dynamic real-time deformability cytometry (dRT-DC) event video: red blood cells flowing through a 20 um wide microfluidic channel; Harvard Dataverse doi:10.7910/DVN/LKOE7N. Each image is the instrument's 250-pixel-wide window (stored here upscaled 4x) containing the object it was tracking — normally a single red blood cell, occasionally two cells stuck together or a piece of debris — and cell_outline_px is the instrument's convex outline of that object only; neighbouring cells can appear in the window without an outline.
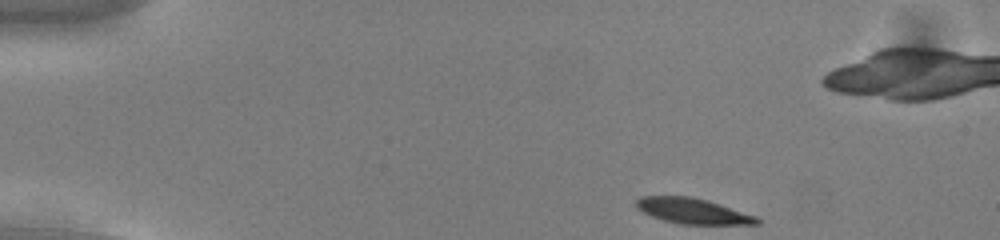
{"species": "common noctule bat (a hibernating species)", "species_latin": "Nyctalus noctula", "temperature_condition": "cold", "stored_images_in_passage": 48, "camera_frame_rate_fps": 3000, "um_per_image_px": 0.085, "animal": {"sex": "male", "body_mass_g": 13.0, "forearm_length_mm": 53.1}, "frame": {"image": 1, "passage_image": 1, "time_ms": 0.0, "image_size_px": [1000, 240], "cell_outline_px": [[760, 224], [680, 224], [664, 220], [652, 216], [636, 208], [636, 200], [640, 196], [688, 196], [708, 200], [756, 216], [760, 220]], "centroid_in_image_um": [58.87, 17.93], "position_along_channel_um": 26.1, "area_um2": 17.8}}
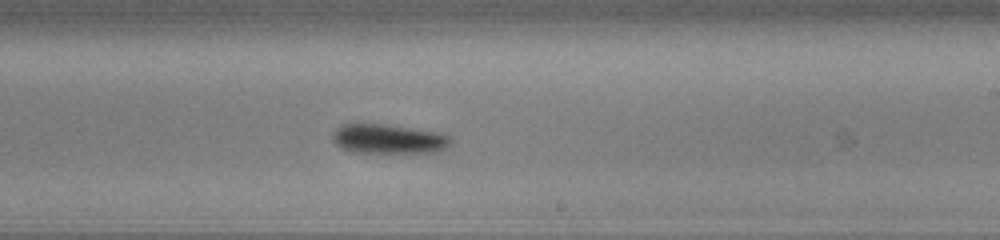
{"frame": {"image": 2, "passage_image": 26, "time_ms": 8.333, "image_size_px": [1000, 240], "cell_outline_px": [[448, 144], [440, 152], [352, 152], [340, 148], [332, 140], [332, 132], [340, 124], [388, 124], [436, 132], [448, 136]], "centroid_in_image_um": [32.92, 11.8], "position_along_channel_um": 256.1, "area_um2": 20.11}}
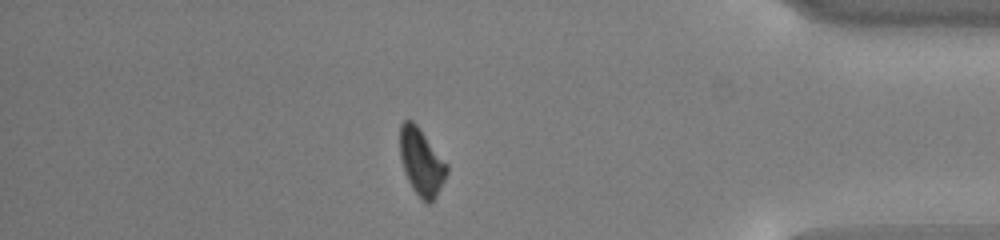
{"frame": {"image": 3, "passage_image": 40, "time_ms": 13.0, "image_size_px": [1000, 240], "cell_outline_px": [[448, 172], [436, 196], [428, 204], [424, 204], [420, 200], [412, 188], [408, 180], [400, 156], [400, 124], [404, 120], [412, 120], [420, 128], [448, 164]], "centroid_in_image_um": [35.83, 13.77], "position_along_channel_um": 399.4, "area_um2": 18.32}, "authors_computed_cell_mechanics": {"area_um2": 19.3919, "velocity_mm_per_s": 3.7462, "shape_relaxation_time_tau1_ms": 1.6745, "shape_relaxation_time_tau2_ms": null, "deformation_change_tau1": 0.095, "deformation_change_tau2": null}}